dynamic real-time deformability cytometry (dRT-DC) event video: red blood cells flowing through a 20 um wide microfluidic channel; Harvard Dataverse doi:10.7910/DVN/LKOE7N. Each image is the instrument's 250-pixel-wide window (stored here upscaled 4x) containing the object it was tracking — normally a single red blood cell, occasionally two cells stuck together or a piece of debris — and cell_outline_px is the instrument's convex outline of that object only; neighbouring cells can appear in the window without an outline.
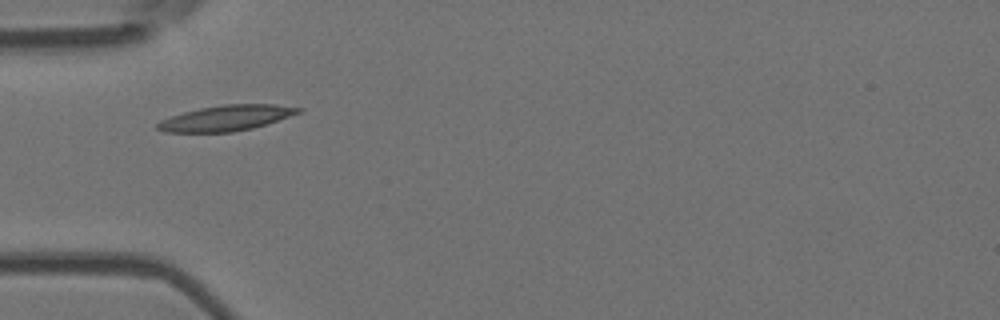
{"species": "Egyptian fruit bat (a non-hibernating species)", "species_latin": "Rousettus aegyptiacus", "temperature_condition": "room temperature", "stored_images_in_passage": 3, "camera_frame_rate_fps": 3000, "um_per_image_px": 0.085, "animal": {"sex": "female"}, "frame": {"image": 1, "passage_image": 1, "time_ms": 0.0, "image_size_px": [1000, 320], "cell_outline_px": [[304, 112], [252, 128], [232, 132], [164, 132], [156, 128], [156, 124], [160, 120], [184, 112], [200, 108], [224, 104], [276, 104], [304, 108]], "centroid_in_image_um": [19.27, 10.02], "position_along_channel_um": 65.7, "area_um2": 20.98}}
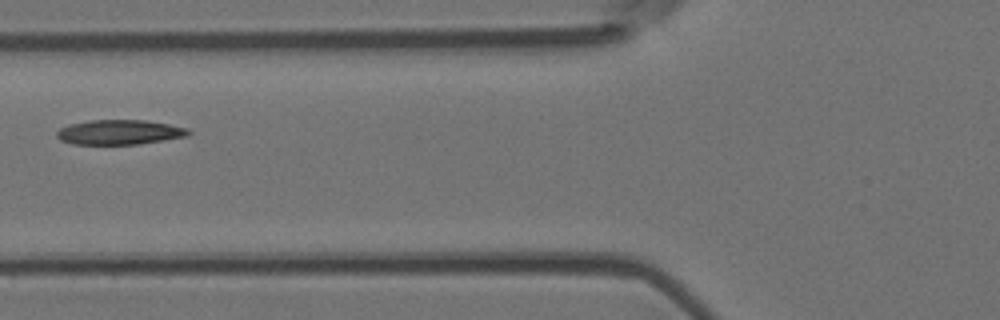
{"frame": {"image": 2, "passage_image": 2, "time_ms": 0.333, "image_size_px": [1000, 320], "cell_outline_px": [[192, 132], [188, 136], [136, 144], [72, 144], [60, 140], [56, 136], [56, 132], [60, 128], [68, 124], [88, 120], [144, 120], [168, 124], [188, 128]], "centroid_in_image_um": [10.13, 11.23], "position_along_channel_um": 115.7, "area_um2": 19.02}}
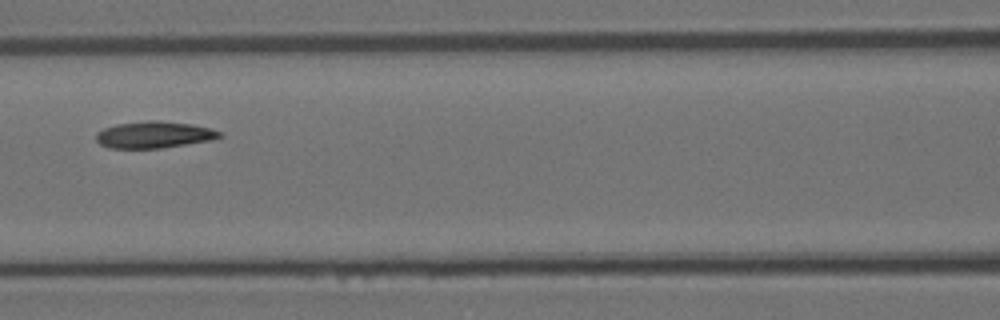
{"frame": {"image": 3, "passage_image": 3, "time_ms": 0.667, "image_size_px": [1000, 320], "cell_outline_px": [[224, 136], [212, 140], [160, 148], [108, 148], [100, 144], [96, 140], [96, 132], [104, 128], [116, 124], [148, 120], [156, 120], [192, 124], [208, 128], [220, 132]], "centroid_in_image_um": [13.07, 11.45], "position_along_channel_um": 153.5, "area_um2": 19.19}}